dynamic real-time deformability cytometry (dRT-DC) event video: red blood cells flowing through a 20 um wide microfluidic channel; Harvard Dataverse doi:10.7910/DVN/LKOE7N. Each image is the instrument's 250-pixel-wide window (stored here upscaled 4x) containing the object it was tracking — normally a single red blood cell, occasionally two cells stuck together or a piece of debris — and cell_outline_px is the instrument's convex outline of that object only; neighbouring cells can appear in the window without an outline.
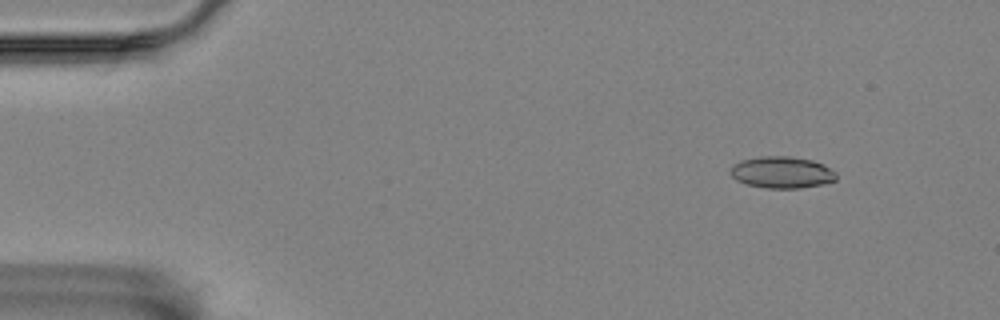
{"species": "Egyptian fruit bat (a non-hibernating species)", "species_latin": "Rousettus aegyptiacus", "temperature_condition": "room temperature", "stored_images_in_passage": 4, "camera_frame_rate_fps": 3000, "um_per_image_px": 0.085, "animal": {"sex": "female"}, "frame": {"image": 1, "passage_image": 1, "time_ms": 0.0, "image_size_px": [1000, 320], "cell_outline_px": [[836, 180], [824, 184], [800, 188], [764, 188], [744, 184], [736, 180], [728, 172], [732, 164], [740, 160], [760, 156], [788, 156], [812, 160], [824, 164], [836, 172]], "centroid_in_image_um": [66.42, 14.65], "position_along_channel_um": 18.6, "area_um2": 19.88}}
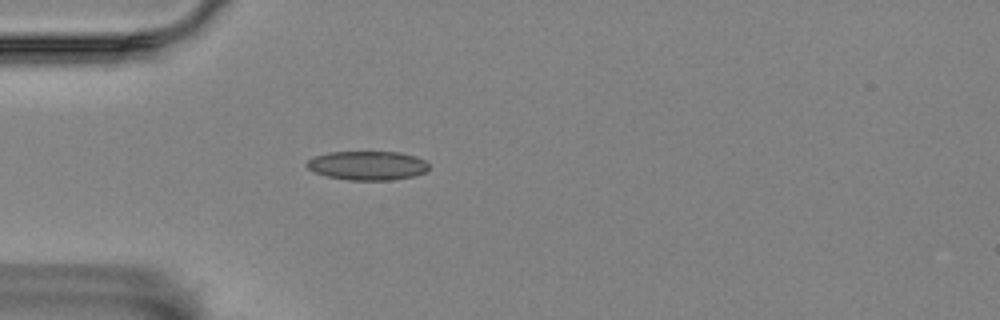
{"frame": {"image": 2, "passage_image": 4, "time_ms": 1.0, "image_size_px": [1000, 320], "cell_outline_px": [[428, 168], [424, 172], [416, 176], [392, 180], [348, 180], [328, 176], [316, 172], [308, 168], [304, 164], [308, 160], [316, 156], [328, 152], [400, 152], [416, 156], [424, 160], [428, 164]], "centroid_in_image_um": [31.25, 14.07], "position_along_channel_um": 53.7, "area_um2": 20.63}}